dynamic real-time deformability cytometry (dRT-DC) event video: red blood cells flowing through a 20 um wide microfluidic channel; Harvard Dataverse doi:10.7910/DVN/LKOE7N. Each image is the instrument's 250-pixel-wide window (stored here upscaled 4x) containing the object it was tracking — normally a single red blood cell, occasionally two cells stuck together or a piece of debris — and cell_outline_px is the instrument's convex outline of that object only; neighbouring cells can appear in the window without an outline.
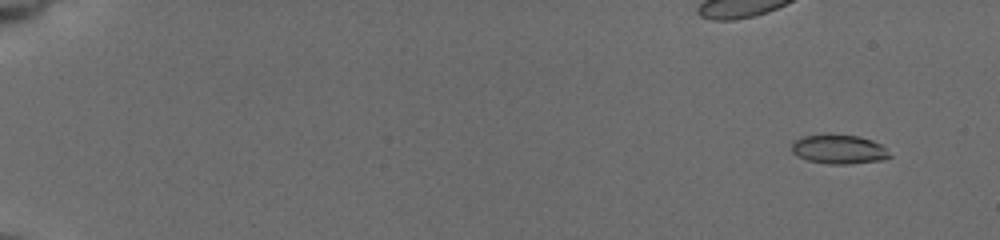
{"species": "common noctule bat (a hibernating species)", "species_latin": "Nyctalus noctula", "temperature_condition": "cold", "stored_images_in_passage": 54, "camera_frame_rate_fps": 3000, "um_per_image_px": 0.085, "animal": {"sex": "female", "body_mass_g": 19.5, "forearm_length_mm": 54.1}, "frame": {"image": 1, "passage_image": 1, "time_ms": 0.0, "image_size_px": [1000, 240], "cell_outline_px": [[892, 156], [880, 160], [848, 164], [828, 164], [808, 160], [792, 152], [792, 144], [796, 140], [804, 136], [856, 136], [872, 140], [880, 144]], "centroid_in_image_um": [71.32, 12.72], "position_along_channel_um": 13.7, "area_um2": 15.95}}
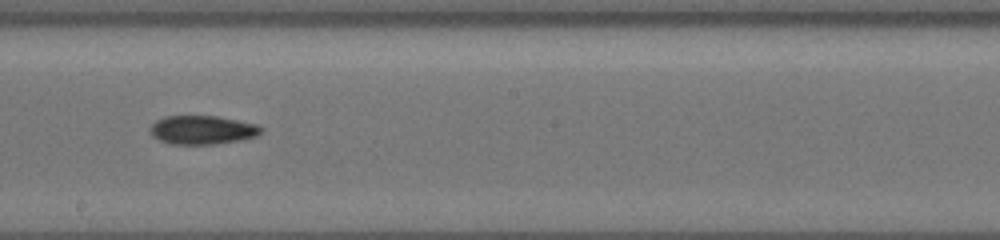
{"frame": {"image": 2, "passage_image": 32, "time_ms": 10.333, "image_size_px": [1000, 240], "cell_outline_px": [[264, 128], [256, 136], [244, 140], [216, 144], [168, 144], [152, 136], [148, 128], [156, 120], [164, 116], [216, 116], [256, 124]], "centroid_in_image_um": [17.18, 11.05], "position_along_channel_um": 231.0, "area_um2": 18.73}}
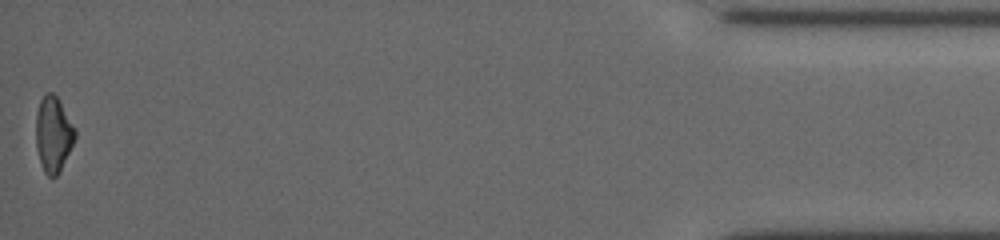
{"frame": {"image": 3, "passage_image": 54, "time_ms": 17.667, "image_size_px": [1000, 240], "cell_outline_px": [[76, 136], [60, 172], [52, 180], [44, 172], [36, 148], [36, 112], [40, 100], [44, 92], [52, 92], [60, 100], [76, 132]], "centroid_in_image_um": [4.52, 11.41], "position_along_channel_um": 430.7, "area_um2": 17.28}, "authors_computed_cell_mechanics": {"area_um2": 17.629, "velocity_mm_per_s": 3.764, "shape_relaxation_time_tau1_ms": 7.4511, "shape_relaxation_time_tau2_ms": 4.8084, "deformation_change_tau1": 0.1579, "deformation_change_tau2": 0.1078}}